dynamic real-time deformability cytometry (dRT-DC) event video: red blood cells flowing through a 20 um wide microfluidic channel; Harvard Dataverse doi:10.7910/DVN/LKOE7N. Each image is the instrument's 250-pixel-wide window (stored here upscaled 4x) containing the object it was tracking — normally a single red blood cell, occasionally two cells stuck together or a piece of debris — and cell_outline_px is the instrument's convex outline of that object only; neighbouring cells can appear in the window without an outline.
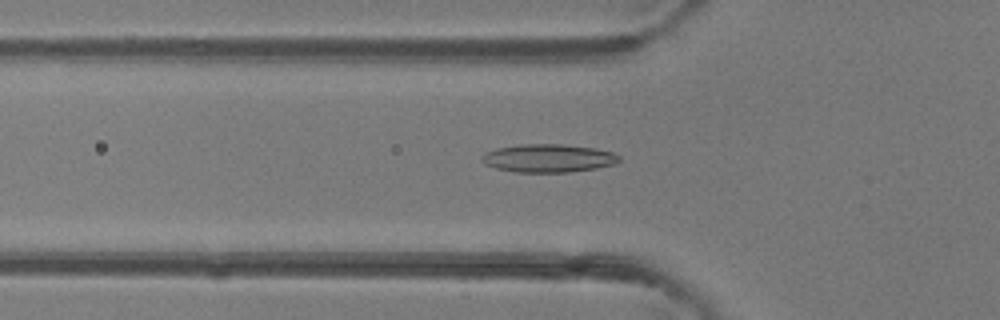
{"species": "common noctule bat (a hibernating species)", "species_latin": "Nyctalus noctula", "temperature_condition": "room temperature", "stored_images_in_passage": 46, "camera_frame_rate_fps": 3000, "um_per_image_px": 0.085, "animal": {"sex": "female"}, "frame": {"image": 1, "passage_image": 15, "time_ms": 4.667, "image_size_px": [1000, 320], "cell_outline_px": [[620, 160], [616, 164], [596, 168], [568, 172], [516, 172], [496, 168], [484, 164], [480, 160], [480, 156], [484, 152], [496, 148], [520, 144], [560, 144], [596, 148], [612, 152], [620, 156]], "centroid_in_image_um": [46.58, 13.44], "position_along_channel_um": 79.2, "area_um2": 22.72}}
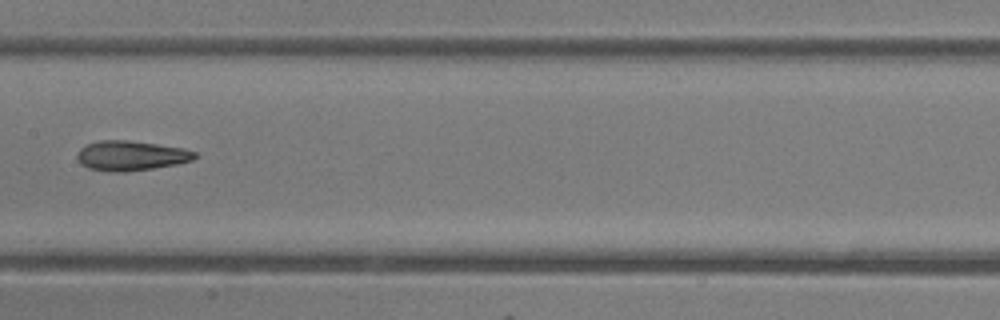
{"frame": {"image": 2, "passage_image": 23, "time_ms": 7.333, "image_size_px": [1000, 320], "cell_outline_px": [[200, 156], [192, 160], [176, 164], [152, 168], [124, 172], [116, 172], [88, 168], [80, 164], [76, 156], [76, 152], [80, 148], [88, 144], [100, 140], [128, 140], [184, 148], [196, 152]], "centroid_in_image_um": [11.13, 13.23], "position_along_channel_um": 196.3, "area_um2": 20.46}}
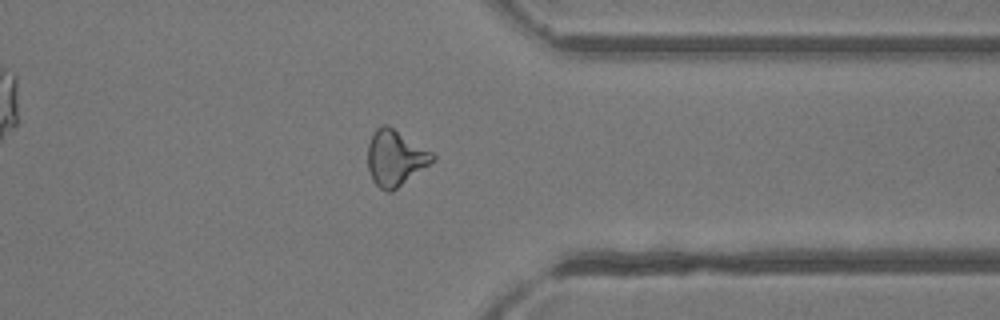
{"frame": {"image": 3, "passage_image": 36, "time_ms": 11.667, "image_size_px": [1000, 320], "cell_outline_px": [[436, 160], [392, 192], [388, 192], [380, 188], [372, 180], [368, 168], [368, 144], [376, 128], [384, 124], [388, 124], [432, 152], [436, 156]], "centroid_in_image_um": [33.61, 13.43], "position_along_channel_um": 377.8, "area_um2": 21.1}, "authors_computed_cell_mechanics": {"area_um2": 20.6924, "velocity_mm_per_s": 4.3486, "shape_relaxation_time_tau1_ms": 6.3341, "shape_relaxation_time_tau2_ms": 4.9177, "deformation_change_tau1": 0.1594, "deformation_change_tau2": 0.1626}}